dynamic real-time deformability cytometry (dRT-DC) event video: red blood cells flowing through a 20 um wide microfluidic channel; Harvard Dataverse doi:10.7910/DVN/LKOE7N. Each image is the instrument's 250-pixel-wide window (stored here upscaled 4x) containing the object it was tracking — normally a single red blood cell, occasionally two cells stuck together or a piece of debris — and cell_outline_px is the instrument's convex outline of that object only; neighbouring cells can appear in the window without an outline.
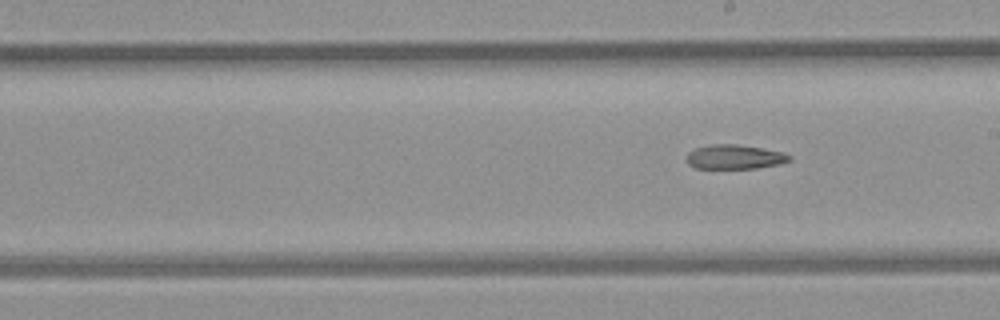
{"species": "common noctule bat (a hibernating species)", "species_latin": "Nyctalus noctula", "temperature_condition": "room temperature", "stored_images_in_passage": 9, "segment_of_instrument_passage": [2, 2], "camera_frame_rate_fps": 3000, "um_per_image_px": 0.085, "animal": {"sex": "female", "body_mass_g": 21.9}, "frame": {"image": 1, "passage_image": 9, "time_ms": 2.667, "image_size_px": [1000, 320], "cell_outline_px": [[792, 160], [780, 164], [756, 168], [696, 168], [688, 164], [688, 152], [696, 148], [712, 144], [736, 144], [784, 152], [792, 156]], "centroid_in_image_um": [62.49, 13.34], "position_along_channel_um": 226.5, "area_um2": 14.51}}